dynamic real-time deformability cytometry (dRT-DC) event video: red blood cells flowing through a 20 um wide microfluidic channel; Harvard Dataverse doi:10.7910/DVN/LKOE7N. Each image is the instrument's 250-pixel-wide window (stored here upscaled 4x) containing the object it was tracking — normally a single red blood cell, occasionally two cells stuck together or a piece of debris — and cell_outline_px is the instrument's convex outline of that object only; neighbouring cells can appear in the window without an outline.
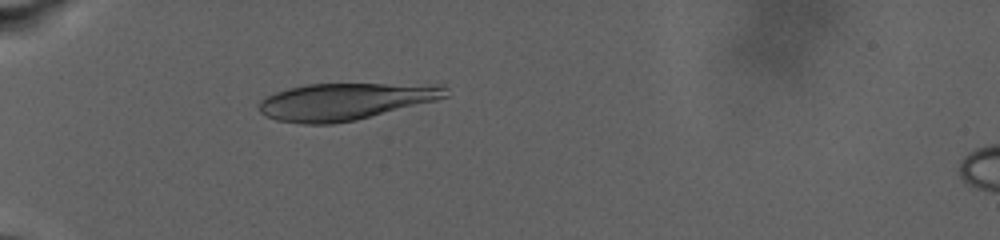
{"species": "human", "species_latin": "Homo sapiens", "temperature_condition": "warm", "stored_images_in_passage": 31, "camera_frame_rate_fps": 3000, "um_per_image_px": 0.085, "donor": {"sex": "male"}, "frame": {"image": 1, "passage_image": 1, "time_ms": 0.0, "image_size_px": [1000, 240], "cell_outline_px": [[448, 96], [436, 100], [356, 120], [332, 124], [304, 124], [276, 120], [260, 112], [260, 100], [276, 92], [288, 88], [304, 84], [448, 80]], "centroid_in_image_um": [29.61, 8.53], "position_along_channel_um": 55.4, "area_um2": 42.25}}
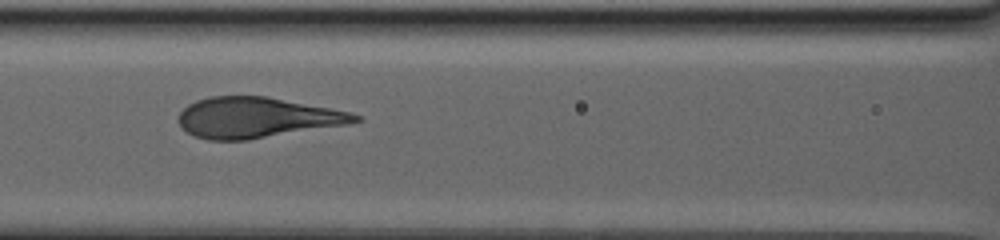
{"frame": {"image": 2, "passage_image": 22, "time_ms": 4.333, "image_size_px": [1000, 240], "cell_outline_px": [[364, 120], [344, 124], [248, 140], [208, 140], [196, 136], [188, 132], [176, 120], [180, 112], [188, 104], [196, 100], [208, 96], [268, 96], [352, 112], [360, 116]], "centroid_in_image_um": [21.8, 9.98], "position_along_channel_um": 144.8, "area_um2": 41.56}}
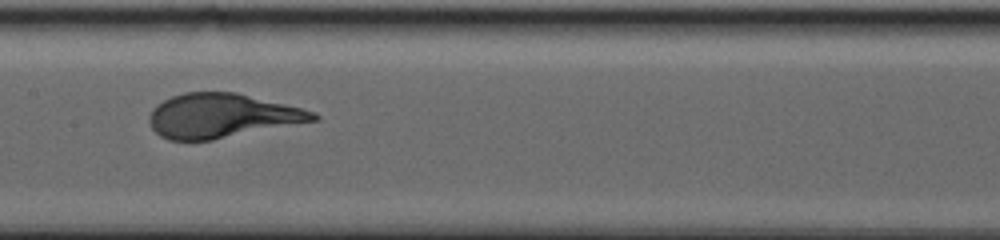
{"frame": {"image": 3, "passage_image": 30, "time_ms": 6.0, "image_size_px": [1000, 240], "cell_outline_px": [[320, 120], [212, 140], [168, 140], [160, 136], [152, 128], [148, 120], [148, 116], [152, 108], [156, 104], [172, 96], [184, 92], [236, 92], [316, 112], [320, 116]], "centroid_in_image_um": [18.84, 9.84], "position_along_channel_um": 188.6, "area_um2": 42.31}}